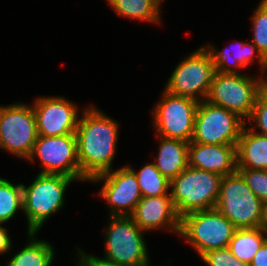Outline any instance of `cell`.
<instances>
[{
  "instance_id": "8fae6325",
  "label": "cell",
  "mask_w": 267,
  "mask_h": 266,
  "mask_svg": "<svg viewBox=\"0 0 267 266\" xmlns=\"http://www.w3.org/2000/svg\"><path fill=\"white\" fill-rule=\"evenodd\" d=\"M245 124L235 113L203 100L199 102L191 142L237 145Z\"/></svg>"
},
{
  "instance_id": "9a60e30c",
  "label": "cell",
  "mask_w": 267,
  "mask_h": 266,
  "mask_svg": "<svg viewBox=\"0 0 267 266\" xmlns=\"http://www.w3.org/2000/svg\"><path fill=\"white\" fill-rule=\"evenodd\" d=\"M130 216L144 232L168 228L180 234L181 218L175 212L171 195L142 197Z\"/></svg>"
},
{
  "instance_id": "7a4b0ae2",
  "label": "cell",
  "mask_w": 267,
  "mask_h": 266,
  "mask_svg": "<svg viewBox=\"0 0 267 266\" xmlns=\"http://www.w3.org/2000/svg\"><path fill=\"white\" fill-rule=\"evenodd\" d=\"M223 176L188 166L171 181L170 194L176 214L184 215L216 206Z\"/></svg>"
},
{
  "instance_id": "d6a6232c",
  "label": "cell",
  "mask_w": 267,
  "mask_h": 266,
  "mask_svg": "<svg viewBox=\"0 0 267 266\" xmlns=\"http://www.w3.org/2000/svg\"><path fill=\"white\" fill-rule=\"evenodd\" d=\"M265 71H267V56L265 57Z\"/></svg>"
},
{
  "instance_id": "2e32d148",
  "label": "cell",
  "mask_w": 267,
  "mask_h": 266,
  "mask_svg": "<svg viewBox=\"0 0 267 266\" xmlns=\"http://www.w3.org/2000/svg\"><path fill=\"white\" fill-rule=\"evenodd\" d=\"M189 166L221 176L237 171L236 145L189 143Z\"/></svg>"
},
{
  "instance_id": "e0dca14e",
  "label": "cell",
  "mask_w": 267,
  "mask_h": 266,
  "mask_svg": "<svg viewBox=\"0 0 267 266\" xmlns=\"http://www.w3.org/2000/svg\"><path fill=\"white\" fill-rule=\"evenodd\" d=\"M234 53L227 49L217 51L214 46L210 44L205 47L211 53L214 68L221 73L241 74L237 69H244L253 63L255 55L257 56L258 64L262 75L265 73V58L258 51L257 47L251 42H235L233 44ZM232 47V46H231Z\"/></svg>"
},
{
  "instance_id": "ba28073f",
  "label": "cell",
  "mask_w": 267,
  "mask_h": 266,
  "mask_svg": "<svg viewBox=\"0 0 267 266\" xmlns=\"http://www.w3.org/2000/svg\"><path fill=\"white\" fill-rule=\"evenodd\" d=\"M215 72L211 53L202 46L178 63L164 90L201 102L208 96Z\"/></svg>"
},
{
  "instance_id": "d4e9b609",
  "label": "cell",
  "mask_w": 267,
  "mask_h": 266,
  "mask_svg": "<svg viewBox=\"0 0 267 266\" xmlns=\"http://www.w3.org/2000/svg\"><path fill=\"white\" fill-rule=\"evenodd\" d=\"M252 43L265 58L267 56V0H261L252 15Z\"/></svg>"
},
{
  "instance_id": "f546056e",
  "label": "cell",
  "mask_w": 267,
  "mask_h": 266,
  "mask_svg": "<svg viewBox=\"0 0 267 266\" xmlns=\"http://www.w3.org/2000/svg\"><path fill=\"white\" fill-rule=\"evenodd\" d=\"M250 266H267V240L253 257Z\"/></svg>"
},
{
  "instance_id": "6da1fadb",
  "label": "cell",
  "mask_w": 267,
  "mask_h": 266,
  "mask_svg": "<svg viewBox=\"0 0 267 266\" xmlns=\"http://www.w3.org/2000/svg\"><path fill=\"white\" fill-rule=\"evenodd\" d=\"M76 129L77 158L81 174L90 181L112 170L119 123L95 107L83 108Z\"/></svg>"
},
{
  "instance_id": "277c9868",
  "label": "cell",
  "mask_w": 267,
  "mask_h": 266,
  "mask_svg": "<svg viewBox=\"0 0 267 266\" xmlns=\"http://www.w3.org/2000/svg\"><path fill=\"white\" fill-rule=\"evenodd\" d=\"M215 208L237 229L262 227L263 202L238 171L222 178Z\"/></svg>"
},
{
  "instance_id": "4316f807",
  "label": "cell",
  "mask_w": 267,
  "mask_h": 266,
  "mask_svg": "<svg viewBox=\"0 0 267 266\" xmlns=\"http://www.w3.org/2000/svg\"><path fill=\"white\" fill-rule=\"evenodd\" d=\"M200 258L208 266H250L234 257L228 247L212 249L202 254Z\"/></svg>"
},
{
  "instance_id": "9c48e42d",
  "label": "cell",
  "mask_w": 267,
  "mask_h": 266,
  "mask_svg": "<svg viewBox=\"0 0 267 266\" xmlns=\"http://www.w3.org/2000/svg\"><path fill=\"white\" fill-rule=\"evenodd\" d=\"M37 138L36 116L32 105H0V148L26 160Z\"/></svg>"
},
{
  "instance_id": "603a6c76",
  "label": "cell",
  "mask_w": 267,
  "mask_h": 266,
  "mask_svg": "<svg viewBox=\"0 0 267 266\" xmlns=\"http://www.w3.org/2000/svg\"><path fill=\"white\" fill-rule=\"evenodd\" d=\"M138 180L139 188L143 197L171 195V182L165 178L154 163L143 166L140 171L131 168Z\"/></svg>"
},
{
  "instance_id": "5bb4252c",
  "label": "cell",
  "mask_w": 267,
  "mask_h": 266,
  "mask_svg": "<svg viewBox=\"0 0 267 266\" xmlns=\"http://www.w3.org/2000/svg\"><path fill=\"white\" fill-rule=\"evenodd\" d=\"M36 116L38 136H64L75 134L78 108L64 97H39L32 104Z\"/></svg>"
},
{
  "instance_id": "30bf717a",
  "label": "cell",
  "mask_w": 267,
  "mask_h": 266,
  "mask_svg": "<svg viewBox=\"0 0 267 266\" xmlns=\"http://www.w3.org/2000/svg\"><path fill=\"white\" fill-rule=\"evenodd\" d=\"M199 102L164 90L154 110L153 126L157 136L191 142Z\"/></svg>"
},
{
  "instance_id": "52a82bcc",
  "label": "cell",
  "mask_w": 267,
  "mask_h": 266,
  "mask_svg": "<svg viewBox=\"0 0 267 266\" xmlns=\"http://www.w3.org/2000/svg\"><path fill=\"white\" fill-rule=\"evenodd\" d=\"M236 227L216 208L194 211L180 221V234L201 256L212 249L228 247Z\"/></svg>"
},
{
  "instance_id": "d6986e66",
  "label": "cell",
  "mask_w": 267,
  "mask_h": 266,
  "mask_svg": "<svg viewBox=\"0 0 267 266\" xmlns=\"http://www.w3.org/2000/svg\"><path fill=\"white\" fill-rule=\"evenodd\" d=\"M237 168L267 170V136L245 124L236 145Z\"/></svg>"
},
{
  "instance_id": "5b68a950",
  "label": "cell",
  "mask_w": 267,
  "mask_h": 266,
  "mask_svg": "<svg viewBox=\"0 0 267 266\" xmlns=\"http://www.w3.org/2000/svg\"><path fill=\"white\" fill-rule=\"evenodd\" d=\"M266 80L261 76L253 78L250 75L216 71L206 100L235 113L248 124L247 121L260 91L266 85Z\"/></svg>"
},
{
  "instance_id": "cb8c5ba5",
  "label": "cell",
  "mask_w": 267,
  "mask_h": 266,
  "mask_svg": "<svg viewBox=\"0 0 267 266\" xmlns=\"http://www.w3.org/2000/svg\"><path fill=\"white\" fill-rule=\"evenodd\" d=\"M20 209L23 210L22 183L13 185L0 178V223L8 222Z\"/></svg>"
},
{
  "instance_id": "3957f363",
  "label": "cell",
  "mask_w": 267,
  "mask_h": 266,
  "mask_svg": "<svg viewBox=\"0 0 267 266\" xmlns=\"http://www.w3.org/2000/svg\"><path fill=\"white\" fill-rule=\"evenodd\" d=\"M73 181L76 179L65 175L38 173L29 186L22 184L27 233H38L46 220L62 209L65 202L64 193Z\"/></svg>"
},
{
  "instance_id": "ac0fdd59",
  "label": "cell",
  "mask_w": 267,
  "mask_h": 266,
  "mask_svg": "<svg viewBox=\"0 0 267 266\" xmlns=\"http://www.w3.org/2000/svg\"><path fill=\"white\" fill-rule=\"evenodd\" d=\"M158 156L153 162L170 182L189 166V142L159 136Z\"/></svg>"
},
{
  "instance_id": "7c38bea8",
  "label": "cell",
  "mask_w": 267,
  "mask_h": 266,
  "mask_svg": "<svg viewBox=\"0 0 267 266\" xmlns=\"http://www.w3.org/2000/svg\"><path fill=\"white\" fill-rule=\"evenodd\" d=\"M39 158L42 174H60L76 180L88 181L80 172L77 158L76 134L64 136H38L28 161Z\"/></svg>"
},
{
  "instance_id": "8992f818",
  "label": "cell",
  "mask_w": 267,
  "mask_h": 266,
  "mask_svg": "<svg viewBox=\"0 0 267 266\" xmlns=\"http://www.w3.org/2000/svg\"><path fill=\"white\" fill-rule=\"evenodd\" d=\"M106 228L104 260L122 266H150L142 231L131 216H110Z\"/></svg>"
},
{
  "instance_id": "ffe728a7",
  "label": "cell",
  "mask_w": 267,
  "mask_h": 266,
  "mask_svg": "<svg viewBox=\"0 0 267 266\" xmlns=\"http://www.w3.org/2000/svg\"><path fill=\"white\" fill-rule=\"evenodd\" d=\"M266 240L267 230L262 227L236 229L228 248L234 257L250 264Z\"/></svg>"
},
{
  "instance_id": "83f0119b",
  "label": "cell",
  "mask_w": 267,
  "mask_h": 266,
  "mask_svg": "<svg viewBox=\"0 0 267 266\" xmlns=\"http://www.w3.org/2000/svg\"><path fill=\"white\" fill-rule=\"evenodd\" d=\"M251 123L254 121V126L250 129L267 136V86L260 91L255 106L253 108L252 114L248 119ZM259 128V131L256 129Z\"/></svg>"
},
{
  "instance_id": "44dd1931",
  "label": "cell",
  "mask_w": 267,
  "mask_h": 266,
  "mask_svg": "<svg viewBox=\"0 0 267 266\" xmlns=\"http://www.w3.org/2000/svg\"><path fill=\"white\" fill-rule=\"evenodd\" d=\"M35 235V232L28 233L31 241L6 266H51L55 256L52 244L37 240Z\"/></svg>"
},
{
  "instance_id": "1f68e13d",
  "label": "cell",
  "mask_w": 267,
  "mask_h": 266,
  "mask_svg": "<svg viewBox=\"0 0 267 266\" xmlns=\"http://www.w3.org/2000/svg\"><path fill=\"white\" fill-rule=\"evenodd\" d=\"M262 228L267 230V202L263 203Z\"/></svg>"
},
{
  "instance_id": "4fadbf2b",
  "label": "cell",
  "mask_w": 267,
  "mask_h": 266,
  "mask_svg": "<svg viewBox=\"0 0 267 266\" xmlns=\"http://www.w3.org/2000/svg\"><path fill=\"white\" fill-rule=\"evenodd\" d=\"M90 181L104 182L99 195L110 205L109 216H130L143 197L137 177L130 166L107 171Z\"/></svg>"
},
{
  "instance_id": "484cf974",
  "label": "cell",
  "mask_w": 267,
  "mask_h": 266,
  "mask_svg": "<svg viewBox=\"0 0 267 266\" xmlns=\"http://www.w3.org/2000/svg\"><path fill=\"white\" fill-rule=\"evenodd\" d=\"M247 185L254 194L263 202H267V170L237 168Z\"/></svg>"
},
{
  "instance_id": "4dcf8cb0",
  "label": "cell",
  "mask_w": 267,
  "mask_h": 266,
  "mask_svg": "<svg viewBox=\"0 0 267 266\" xmlns=\"http://www.w3.org/2000/svg\"><path fill=\"white\" fill-rule=\"evenodd\" d=\"M1 225L3 223H0ZM0 225V254H4L6 252H10L11 245V239L8 235V230L6 227H3Z\"/></svg>"
},
{
  "instance_id": "7402d4cb",
  "label": "cell",
  "mask_w": 267,
  "mask_h": 266,
  "mask_svg": "<svg viewBox=\"0 0 267 266\" xmlns=\"http://www.w3.org/2000/svg\"><path fill=\"white\" fill-rule=\"evenodd\" d=\"M120 16L145 22L160 23V7L163 0H107Z\"/></svg>"
},
{
  "instance_id": "f1b7e54d",
  "label": "cell",
  "mask_w": 267,
  "mask_h": 266,
  "mask_svg": "<svg viewBox=\"0 0 267 266\" xmlns=\"http://www.w3.org/2000/svg\"><path fill=\"white\" fill-rule=\"evenodd\" d=\"M80 254L79 261L77 262V266H122L115 264L113 262L104 260L103 258L86 254L83 250L80 249L78 252Z\"/></svg>"
}]
</instances>
